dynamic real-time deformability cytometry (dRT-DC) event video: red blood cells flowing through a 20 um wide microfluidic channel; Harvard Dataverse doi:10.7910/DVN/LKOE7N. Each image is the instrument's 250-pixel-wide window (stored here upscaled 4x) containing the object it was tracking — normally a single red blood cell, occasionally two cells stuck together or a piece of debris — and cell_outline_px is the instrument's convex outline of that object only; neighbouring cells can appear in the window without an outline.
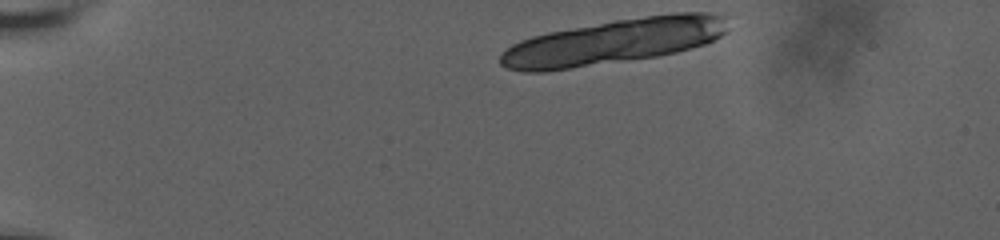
{"species": "human", "species_latin": "Homo sapiens", "temperature_condition": "room temperature", "stored_images_in_passage": 9, "camera_frame_rate_fps": 3000, "um_per_image_px": 0.085, "donor": {"sex": "male"}, "frame": {"image": 1, "passage_image": 1, "time_ms": 0.0, "image_size_px": [1000, 240], "cell_outline_px": [[724, 32], [720, 36], [704, 44], [676, 52], [656, 56], [544, 72], [524, 72], [508, 68], [500, 64], [500, 56], [512, 44], [520, 40], [532, 36], [548, 32], [616, 20], [676, 12], [724, 12]], "centroid_in_image_um": [52.16, 3.53], "position_along_channel_um": 32.8, "area_um2": 59.36}}